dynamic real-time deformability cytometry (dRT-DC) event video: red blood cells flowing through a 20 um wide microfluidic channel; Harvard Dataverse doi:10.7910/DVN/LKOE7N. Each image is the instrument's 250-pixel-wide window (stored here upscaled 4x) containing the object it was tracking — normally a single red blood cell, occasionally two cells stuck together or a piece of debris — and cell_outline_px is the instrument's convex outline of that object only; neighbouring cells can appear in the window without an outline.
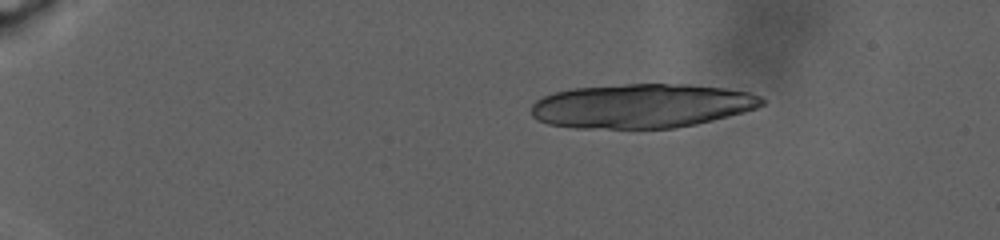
{"species": "human", "species_latin": "Homo sapiens", "temperature_condition": "warm", "stored_images_in_passage": 53, "camera_frame_rate_fps": 3000, "um_per_image_px": 0.085, "donor": {"sex": "male"}, "frame": {"image": 1, "passage_image": 1, "time_ms": 0.0, "image_size_px": [1000, 240], "cell_outline_px": [[764, 104], [756, 108], [744, 112], [696, 124], [676, 128], [576, 128], [548, 124], [536, 120], [532, 116], [532, 104], [536, 100], [544, 96], [556, 92], [572, 88], [624, 84], [688, 84], [724, 88], [752, 92], [760, 96], [764, 100]], "centroid_in_image_um": [54.55, 9.0], "position_along_channel_um": 30.5, "area_um2": 59.59}}
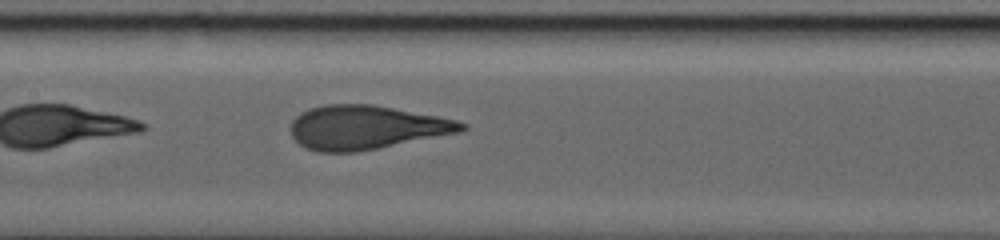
{"frame": {"image": 2, "passage_image": 31, "time_ms": 12.0, "image_size_px": [1000, 240], "cell_outline_px": [[468, 128], [460, 132], [380, 148], [356, 152], [316, 152], [304, 148], [292, 136], [292, 120], [300, 112], [308, 108], [324, 104], [372, 104], [436, 116], [456, 120], [468, 124]], "centroid_in_image_um": [31.1, 10.83], "position_along_channel_um": 176.3, "area_um2": 43.81}}
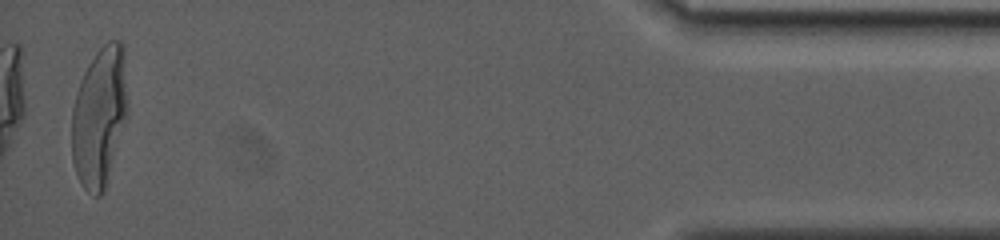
{"frame": {"image": 3, "passage_image": 53, "time_ms": 26.0, "image_size_px": [1000, 240], "cell_outline_px": [[128, 112], [104, 192], [100, 196], [92, 196], [80, 184], [72, 160], [72, 108], [76, 92], [80, 80], [88, 64], [96, 52], [108, 40], [120, 40], [124, 44]], "centroid_in_image_um": [8.45, 9.9], "position_along_channel_um": 426.7, "area_um2": 45.89}, "authors_computed_cell_mechanics": {"area_um2": 44.217, "velocity_mm_per_s": 2.2538, "shape_relaxation_time_tau1_ms": 6.4883, "shape_relaxation_time_tau2_ms": null, "deformation_change_tau1": 0.2487, "deformation_change_tau2": null}}